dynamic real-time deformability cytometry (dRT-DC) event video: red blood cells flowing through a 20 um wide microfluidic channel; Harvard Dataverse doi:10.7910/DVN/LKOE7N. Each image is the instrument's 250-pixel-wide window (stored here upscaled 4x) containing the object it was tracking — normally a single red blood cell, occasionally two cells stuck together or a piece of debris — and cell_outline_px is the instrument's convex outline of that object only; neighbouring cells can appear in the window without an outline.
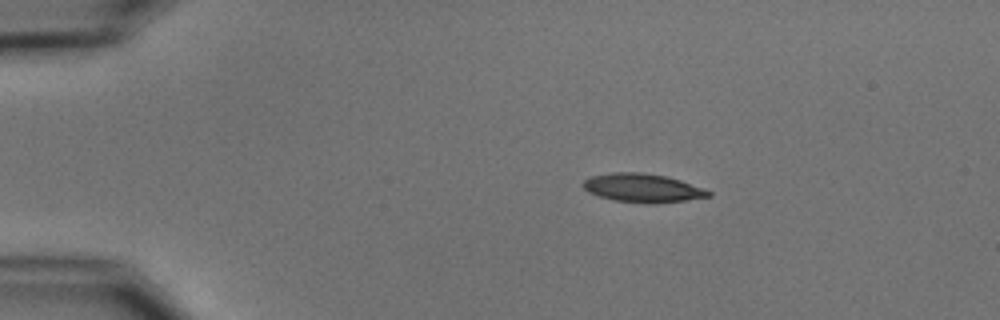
{"species": "common noctule bat (a hibernating species)", "species_latin": "Nyctalus noctula", "temperature_condition": "cold", "stored_images_in_passage": 5, "camera_frame_rate_fps": 3000, "um_per_image_px": 0.085, "animal": {"sex": "male", "body_mass_g": 15.6}, "frame": {"image": 1, "passage_image": 2, "time_ms": 1.333, "image_size_px": [1000, 320], "cell_outline_px": [[712, 196], [656, 204], [616, 200], [600, 196], [588, 192], [580, 184], [584, 180], [592, 176], [612, 172], [640, 172], [664, 176], [680, 180], [704, 188], [712, 192]], "centroid_in_image_um": [54.62, 15.97], "position_along_channel_um": 30.4, "area_um2": 20.75}}
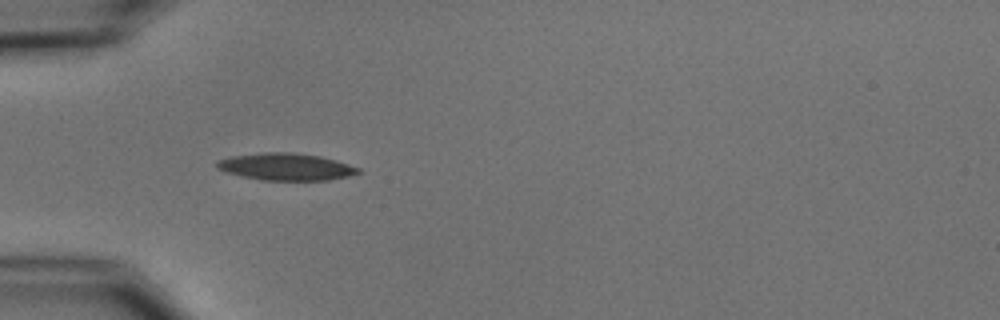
{"frame": {"image": 2, "passage_image": 4, "time_ms": 3.667, "image_size_px": [1000, 320], "cell_outline_px": [[364, 172], [348, 176], [328, 180], [260, 180], [224, 172], [216, 168], [216, 160], [232, 156], [264, 152], [296, 152], [320, 156], [336, 160], [360, 168]], "centroid_in_image_um": [24.3, 14.17], "position_along_channel_um": 60.7, "area_um2": 22.54}}